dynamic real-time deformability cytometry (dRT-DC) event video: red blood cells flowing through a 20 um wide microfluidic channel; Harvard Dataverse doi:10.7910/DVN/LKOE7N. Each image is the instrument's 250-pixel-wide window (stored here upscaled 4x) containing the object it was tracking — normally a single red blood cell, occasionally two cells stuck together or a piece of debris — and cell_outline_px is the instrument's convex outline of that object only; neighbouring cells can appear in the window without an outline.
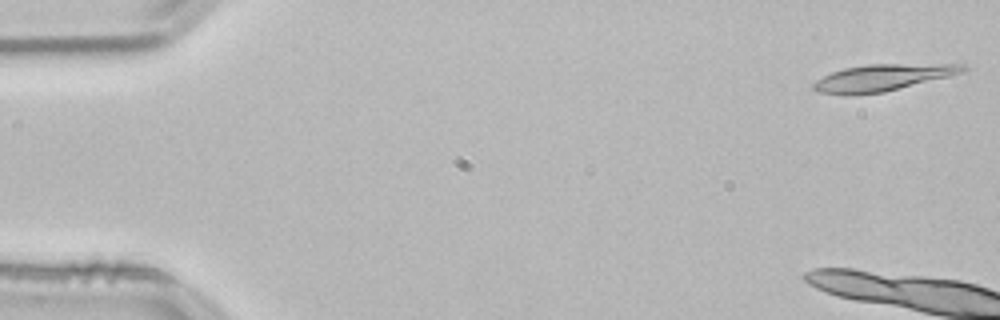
{"species": "common noctule bat (a hibernating species)", "species_latin": "Nyctalus noctula", "temperature_condition": "room temperature", "stored_images_in_passage": 5, "camera_frame_rate_fps": 3000, "um_per_image_px": 0.085, "animal": {"sex": "male", "body_mass_g": 21.5, "forearm_length_mm": 52.0}, "frame": {"image": 1, "passage_image": 1, "time_ms": 0.0, "image_size_px": [1000, 320], "cell_outline_px": [[968, 68], [964, 72], [884, 92], [820, 92], [812, 88], [812, 84], [816, 80], [832, 72], [844, 68], [868, 64], [964, 64]], "centroid_in_image_um": [75.1, 6.55], "position_along_channel_um": 9.9, "area_um2": 22.2}}